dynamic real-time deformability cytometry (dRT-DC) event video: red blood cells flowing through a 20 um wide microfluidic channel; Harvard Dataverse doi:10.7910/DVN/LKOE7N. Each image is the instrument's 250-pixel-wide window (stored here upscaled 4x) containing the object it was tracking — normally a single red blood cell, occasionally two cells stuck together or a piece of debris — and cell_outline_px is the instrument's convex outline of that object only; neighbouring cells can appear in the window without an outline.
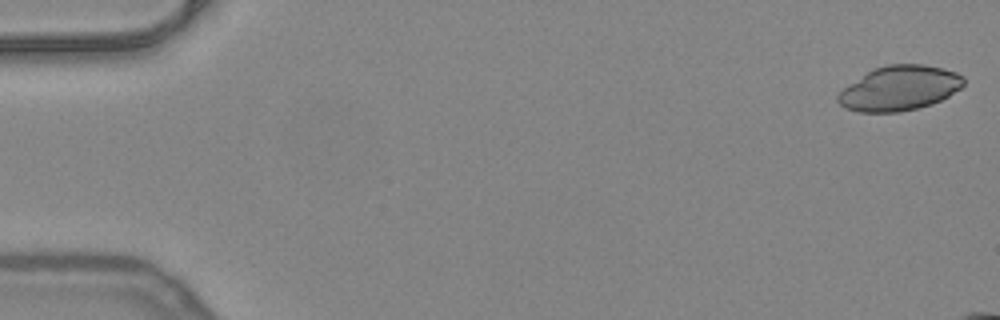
{"species": "common noctule bat (a hibernating species)", "species_latin": "Nyctalus noctula", "temperature_condition": "warm", "stored_images_in_passage": 10, "camera_frame_rate_fps": 3000, "um_per_image_px": 0.085, "animal": {"sex": "female", "body_mass_g": 24.6, "forearm_length_mm": 56.2}, "frame": {"image": 1, "passage_image": 1, "time_ms": 0.0, "image_size_px": [1000, 320], "cell_outline_px": [[964, 84], [960, 88], [948, 96], [932, 104], [900, 112], [860, 112], [844, 108], [836, 100], [836, 96], [844, 88], [872, 68], [888, 64], [924, 64], [956, 72], [964, 76]], "centroid_in_image_um": [76.44, 7.49], "position_along_channel_um": 8.6, "area_um2": 32.71}}